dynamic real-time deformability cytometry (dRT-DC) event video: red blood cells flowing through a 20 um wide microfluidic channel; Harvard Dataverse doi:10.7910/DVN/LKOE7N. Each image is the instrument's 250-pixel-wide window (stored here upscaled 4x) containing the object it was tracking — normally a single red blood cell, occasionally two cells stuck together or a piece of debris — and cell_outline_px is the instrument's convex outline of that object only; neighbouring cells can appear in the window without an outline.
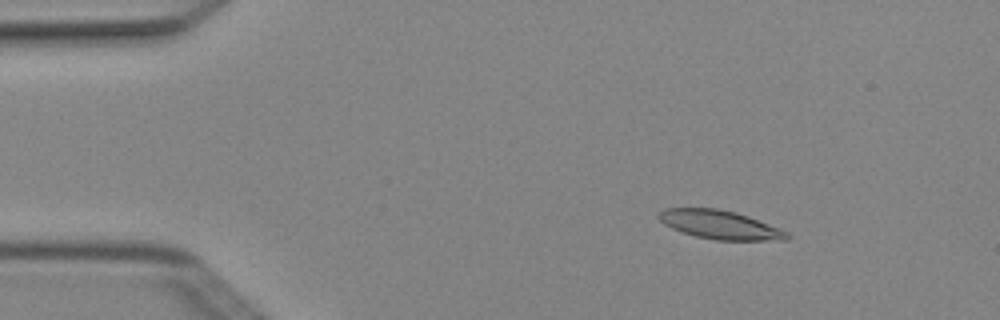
{"species": "Egyptian fruit bat (a non-hibernating species)", "species_latin": "Rousettus aegyptiacus", "temperature_condition": "cold", "stored_images_in_passage": 4, "camera_frame_rate_fps": 3000, "um_per_image_px": 0.085, "animal": {"sex": "female"}, "frame": {"image": 1, "passage_image": 2, "time_ms": 0.333, "image_size_px": [1000, 320], "cell_outline_px": [[792, 236], [788, 240], [716, 240], [696, 236], [672, 228], [664, 224], [656, 216], [664, 208], [720, 208], [736, 212], [748, 216], [780, 228], [788, 232]], "centroid_in_image_um": [61.23, 19.1], "position_along_channel_um": 23.8, "area_um2": 21.5}}